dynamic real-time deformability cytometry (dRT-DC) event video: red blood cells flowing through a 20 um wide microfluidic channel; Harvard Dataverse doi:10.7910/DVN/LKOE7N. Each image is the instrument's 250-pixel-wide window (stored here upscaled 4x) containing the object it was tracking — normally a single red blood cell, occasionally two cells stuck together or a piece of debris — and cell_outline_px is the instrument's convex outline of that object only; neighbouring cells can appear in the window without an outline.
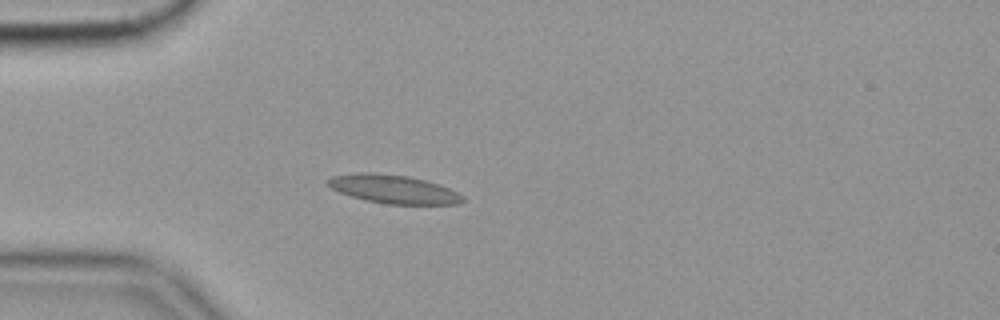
{"species": "common noctule bat (a hibernating species)", "species_latin": "Nyctalus noctula", "temperature_condition": "cold", "stored_images_in_passage": 42, "camera_frame_rate_fps": 3000, "um_per_image_px": 0.085, "animal": {"sex": "female", "body_mass_g": 19.9}, "frame": {"image": 1, "passage_image": 1, "time_ms": 0.0, "image_size_px": [1000, 320], "cell_outline_px": [[464, 200], [456, 204], [384, 204], [364, 200], [340, 192], [332, 188], [328, 184], [328, 180], [332, 176], [360, 172], [372, 172], [408, 176], [424, 180], [448, 188], [464, 196]], "centroid_in_image_um": [33.43, 16.08], "position_along_channel_um": 51.6, "area_um2": 22.14}, "authors_computed_cell_mechanics": {"area_um2": 20.9236, "velocity_mm_per_s": 3.5265, "shape_relaxation_time_tau1_ms": 10.0198, "shape_relaxation_time_tau2_ms": 2.3245, "deformation_change_tau1": 0.2031, "deformation_change_tau2": 0.1021}}